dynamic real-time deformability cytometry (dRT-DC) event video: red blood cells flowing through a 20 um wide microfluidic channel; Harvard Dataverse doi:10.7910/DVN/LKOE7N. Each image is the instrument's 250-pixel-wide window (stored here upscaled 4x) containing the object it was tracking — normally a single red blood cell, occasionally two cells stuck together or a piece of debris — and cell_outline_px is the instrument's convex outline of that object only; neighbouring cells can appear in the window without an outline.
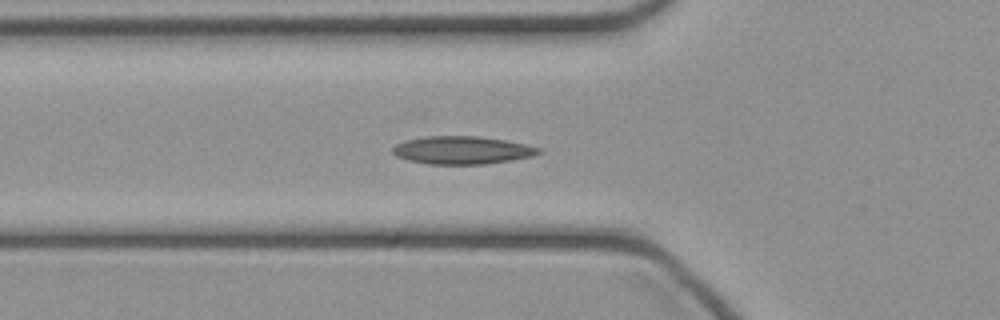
{"species": "common noctule bat (a hibernating species)", "species_latin": "Nyctalus noctula", "temperature_condition": "cold", "stored_images_in_passage": 36, "camera_frame_rate_fps": 3000, "um_per_image_px": 0.085, "animal": {"sex": "female", "body_mass_g": 21.9}, "frame": {"image": 1, "passage_image": 8, "time_ms": 2.333, "image_size_px": [1000, 320], "cell_outline_px": [[544, 152], [532, 156], [512, 160], [484, 164], [428, 164], [408, 160], [396, 156], [392, 152], [392, 148], [396, 144], [404, 140], [428, 136], [480, 136], [504, 140], [544, 148]], "centroid_in_image_um": [39.3, 12.76], "position_along_channel_um": 86.5, "area_um2": 23.87}}
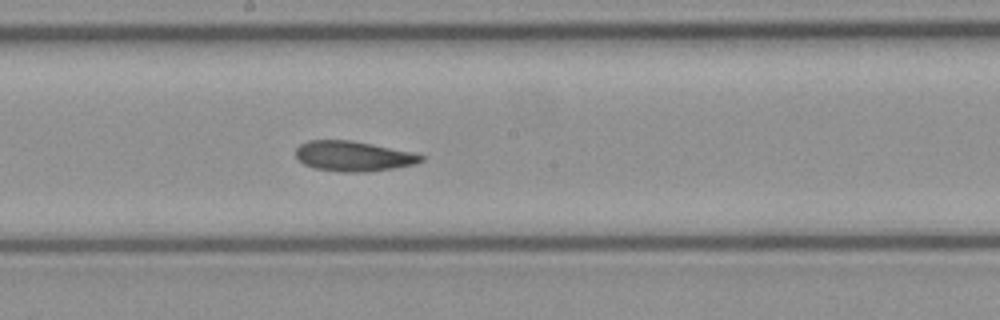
{"frame": {"image": 2, "passage_image": 17, "time_ms": 5.333, "image_size_px": [1000, 320], "cell_outline_px": [[424, 160], [416, 164], [368, 172], [340, 172], [312, 168], [304, 164], [296, 156], [296, 148], [300, 144], [308, 140], [352, 140], [416, 152], [424, 156]], "centroid_in_image_um": [30.06, 13.27], "position_along_channel_um": 218.1, "area_um2": 22.31}}
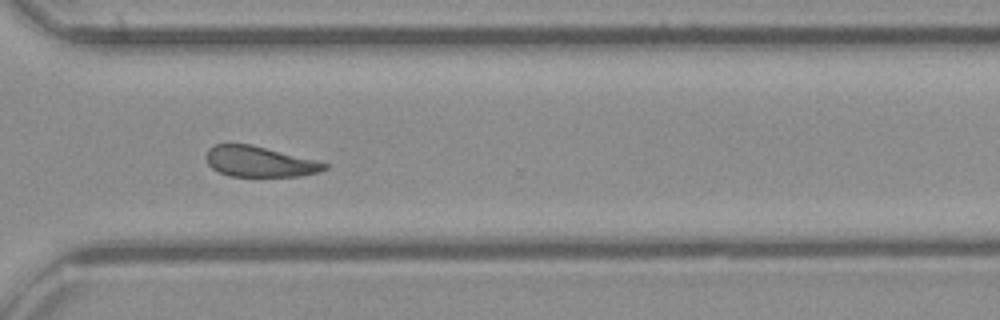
{"frame": {"image": 3, "passage_image": 26, "time_ms": 8.333, "image_size_px": [1000, 320], "cell_outline_px": [[328, 168], [320, 172], [300, 176], [228, 176], [212, 168], [208, 164], [204, 156], [208, 148], [212, 144], [252, 144], [316, 160], [328, 164]], "centroid_in_image_um": [22.03, 13.73], "position_along_channel_um": 348.6, "area_um2": 21.27}}